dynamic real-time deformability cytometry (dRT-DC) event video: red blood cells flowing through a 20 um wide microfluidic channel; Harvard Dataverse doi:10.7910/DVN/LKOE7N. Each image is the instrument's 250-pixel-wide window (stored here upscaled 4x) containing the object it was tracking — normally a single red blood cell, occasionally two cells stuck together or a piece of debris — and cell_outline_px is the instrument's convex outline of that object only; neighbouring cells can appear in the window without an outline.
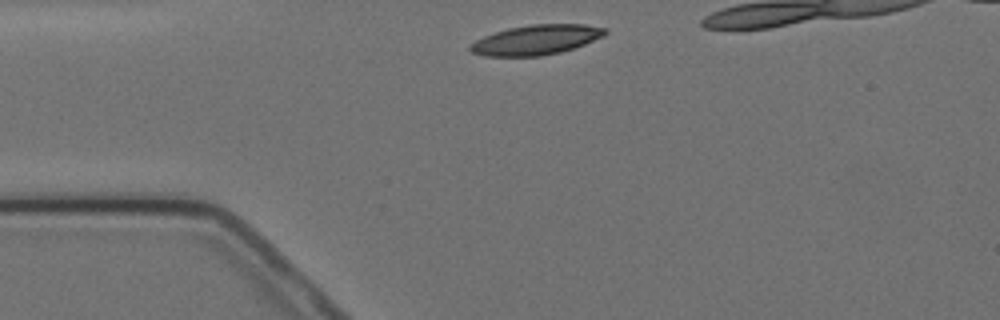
{"species": "Egyptian fruit bat (a non-hibernating species)", "species_latin": "Rousettus aegyptiacus", "temperature_condition": "cold", "stored_images_in_passage": 3, "camera_frame_rate_fps": 3000, "um_per_image_px": 0.085, "animal": {"sex": "female"}, "frame": {"image": 1, "passage_image": 1, "time_ms": 0.0, "image_size_px": [1000, 320], "cell_outline_px": [[608, 32], [604, 36], [584, 44], [560, 52], [540, 56], [484, 56], [472, 52], [468, 48], [476, 40], [484, 36], [508, 28], [532, 24], [584, 24], [608, 28]], "centroid_in_image_um": [45.6, 3.38], "position_along_channel_um": 39.4, "area_um2": 23.35}}